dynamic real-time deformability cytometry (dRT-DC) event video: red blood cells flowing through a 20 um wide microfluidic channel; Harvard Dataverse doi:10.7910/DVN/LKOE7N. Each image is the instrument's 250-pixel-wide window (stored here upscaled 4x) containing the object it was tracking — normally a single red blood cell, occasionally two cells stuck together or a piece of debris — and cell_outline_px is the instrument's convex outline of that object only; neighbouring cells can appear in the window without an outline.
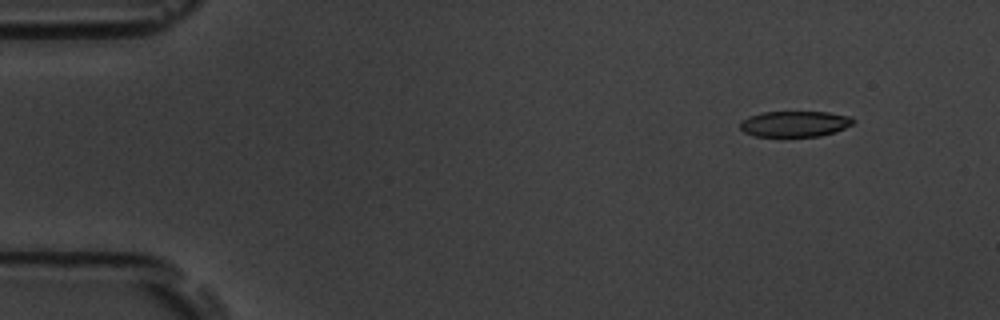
{"species": "common noctule bat (a hibernating species)", "species_latin": "Nyctalus noctula", "temperature_condition": "room temperature", "stored_images_in_passage": 52, "camera_frame_rate_fps": 3000, "um_per_image_px": 0.085, "animal": {"sex": "male", "body_mass_g": 19.5, "forearm_length_mm": 54.6}, "frame": {"image": 1, "passage_image": 1, "time_ms": 0.0, "image_size_px": [1000, 320], "cell_outline_px": [[856, 120], [852, 124], [836, 132], [820, 136], [756, 136], [744, 132], [740, 128], [740, 124], [748, 116], [764, 112], [828, 112], [852, 116]], "centroid_in_image_um": [67.6, 10.52], "position_along_channel_um": 17.4, "area_um2": 16.99}}
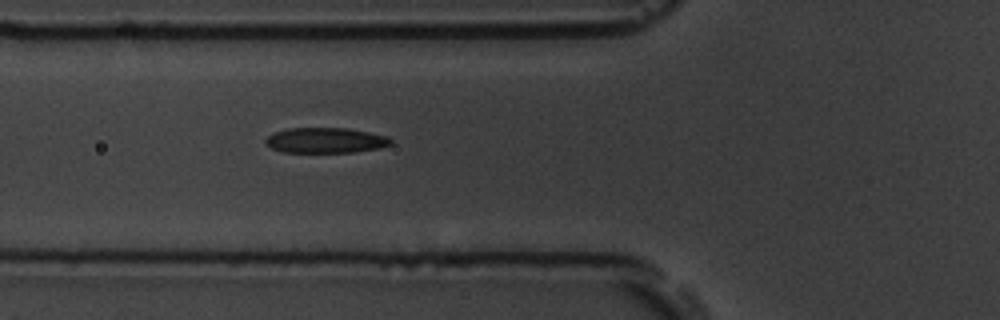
{"frame": {"image": 2, "passage_image": 16, "time_ms": 5.0, "image_size_px": [1000, 320], "cell_outline_px": [[392, 144], [380, 148], [356, 152], [284, 152], [272, 148], [264, 144], [264, 140], [268, 136], [276, 132], [288, 128], [348, 128], [388, 136], [392, 140]], "centroid_in_image_um": [27.69, 11.93], "position_along_channel_um": 98.1, "area_um2": 18.55}}
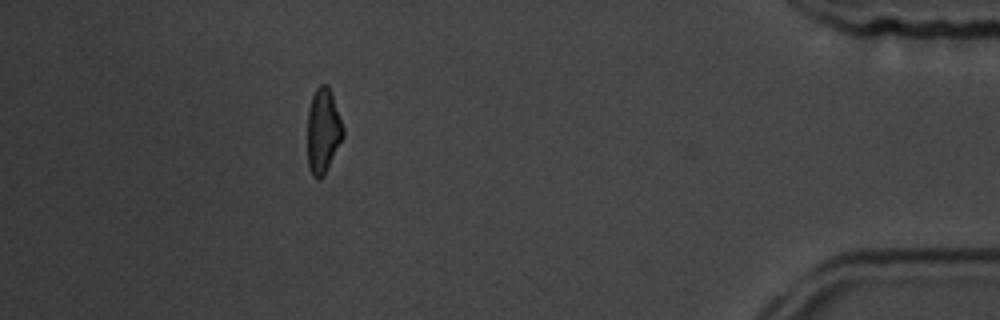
{"frame": {"image": 3, "passage_image": 46, "time_ms": 15.0, "image_size_px": [1000, 320], "cell_outline_px": [[344, 136], [324, 176], [320, 180], [316, 180], [312, 176], [308, 168], [308, 108], [312, 96], [316, 88], [320, 84], [328, 84], [332, 92], [344, 128]], "centroid_in_image_um": [27.47, 11.13], "position_along_channel_um": 407.7, "area_um2": 17.98}, "authors_computed_cell_mechanics": {"area_um2": 18.5827, "velocity_mm_per_s": 3.6232, "shape_relaxation_time_tau1_ms": 3.6553, "shape_relaxation_time_tau2_ms": 3.0338, "deformation_change_tau1": 0.1375, "deformation_change_tau2": 0.122}}